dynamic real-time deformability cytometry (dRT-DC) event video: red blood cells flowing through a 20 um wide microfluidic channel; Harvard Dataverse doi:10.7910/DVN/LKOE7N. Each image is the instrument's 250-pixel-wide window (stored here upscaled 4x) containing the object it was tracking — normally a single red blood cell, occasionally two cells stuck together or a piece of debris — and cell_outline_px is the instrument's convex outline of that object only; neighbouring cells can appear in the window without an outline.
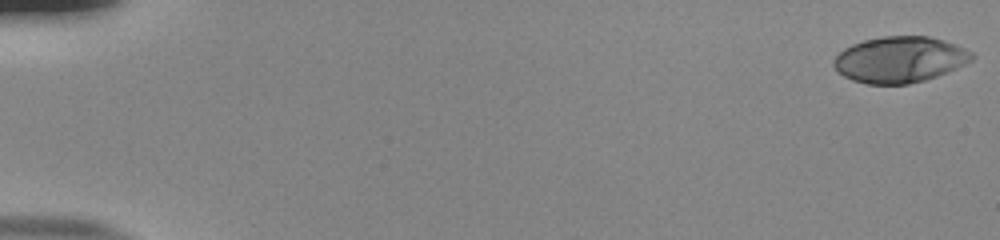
{"species": "human", "species_latin": "Homo sapiens", "temperature_condition": "room temperature", "stored_images_in_passage": 54, "camera_frame_rate_fps": 3000, "um_per_image_px": 0.085, "donor": {"sex": "male"}, "frame": {"image": 1, "passage_image": 1, "time_ms": 0.0, "image_size_px": [1000, 240], "cell_outline_px": [[976, 56], [972, 60], [956, 68], [936, 76], [924, 80], [908, 84], [868, 84], [852, 80], [844, 76], [832, 64], [832, 60], [844, 48], [852, 44], [864, 40], [884, 36], [928, 36], [944, 40], [956, 44], [972, 52]], "centroid_in_image_um": [76.48, 5.05], "position_along_channel_um": 8.5, "area_um2": 36.99}}
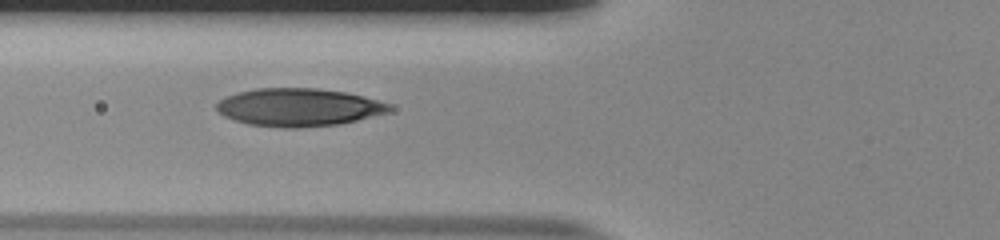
{"frame": {"image": 2, "passage_image": 22, "time_ms": 7.0, "image_size_px": [1000, 240], "cell_outline_px": [[392, 112], [340, 124], [300, 128], [284, 128], [248, 124], [224, 116], [216, 108], [216, 104], [220, 100], [228, 96], [240, 92], [256, 88], [316, 88], [344, 92], [364, 96], [388, 104], [392, 108]], "centroid_in_image_um": [25.42, 9.13], "position_along_channel_um": 100.4, "area_um2": 38.09}}
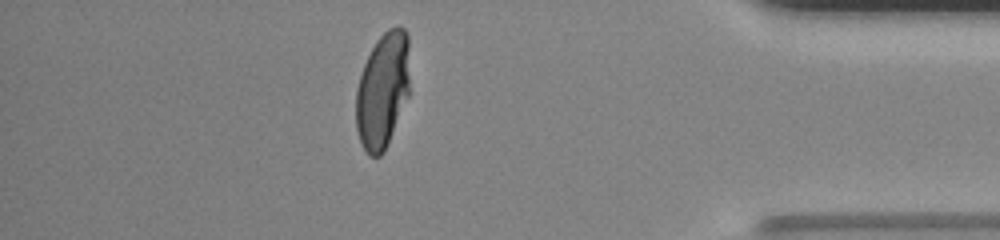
{"frame": {"image": 3, "passage_image": 48, "time_ms": 15.667, "image_size_px": [1000, 240], "cell_outline_px": [[408, 96], [384, 152], [380, 156], [368, 156], [360, 140], [356, 128], [356, 88], [364, 64], [376, 40], [388, 28], [396, 24], [400, 24], [404, 28], [408, 36]], "centroid_in_image_um": [32.51, 7.65], "position_along_channel_um": 402.7, "area_um2": 36.18}, "authors_computed_cell_mechanics": {"area_um2": 37.1943, "velocity_mm_per_s": 3.8447, "shape_relaxation_time_tau1_ms": 6.0785, "shape_relaxation_time_tau2_ms": null, "deformation_change_tau1": 0.2461, "deformation_change_tau2": null}}